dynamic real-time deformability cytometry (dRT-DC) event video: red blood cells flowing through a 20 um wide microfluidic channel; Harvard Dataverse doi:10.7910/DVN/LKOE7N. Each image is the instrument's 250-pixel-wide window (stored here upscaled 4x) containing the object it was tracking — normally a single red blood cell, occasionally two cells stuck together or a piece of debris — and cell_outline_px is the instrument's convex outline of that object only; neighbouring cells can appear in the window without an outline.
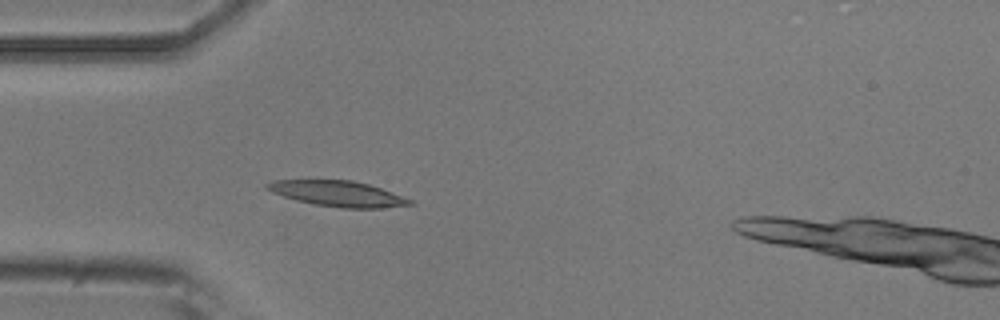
{"species": "common noctule bat (a hibernating species)", "species_latin": "Nyctalus noctula", "temperature_condition": "room temperature", "stored_images_in_passage": 5, "camera_frame_rate_fps": 3000, "um_per_image_px": 0.085, "animal": {"sex": "male", "body_mass_g": 20.5, "forearm_length_mm": 52.5}, "frame": {"image": 1, "passage_image": 5, "time_ms": 4.667, "image_size_px": [1000, 320], "cell_outline_px": [[416, 204], [380, 208], [340, 208], [312, 204], [296, 200], [272, 192], [264, 188], [264, 184], [272, 180], [352, 180], [368, 184], [380, 188], [412, 200]], "centroid_in_image_um": [28.67, 16.46], "position_along_channel_um": 56.3, "area_um2": 21.27}}